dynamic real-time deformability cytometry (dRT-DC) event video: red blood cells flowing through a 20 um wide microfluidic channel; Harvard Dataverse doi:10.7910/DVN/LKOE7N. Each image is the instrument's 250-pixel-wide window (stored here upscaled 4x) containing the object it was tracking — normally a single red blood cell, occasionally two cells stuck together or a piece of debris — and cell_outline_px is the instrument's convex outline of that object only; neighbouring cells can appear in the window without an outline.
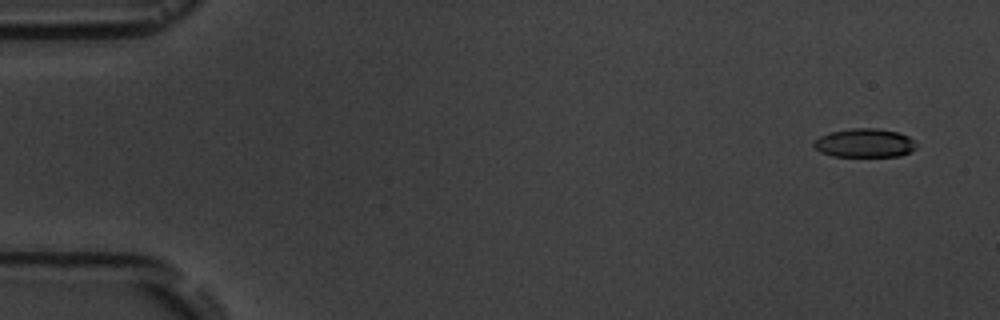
{"species": "common noctule bat (a hibernating species)", "species_latin": "Nyctalus noctula", "temperature_condition": "room temperature", "stored_images_in_passage": 5, "camera_frame_rate_fps": 3000, "um_per_image_px": 0.085, "animal": {"sex": "male", "body_mass_g": 19.5, "forearm_length_mm": 54.6}, "frame": {"image": 1, "passage_image": 1, "time_ms": 0.0, "image_size_px": [1000, 320], "cell_outline_px": [[916, 148], [900, 156], [832, 156], [820, 152], [812, 144], [820, 136], [828, 132], [852, 128], [876, 128], [896, 132], [908, 136], [916, 140]], "centroid_in_image_um": [73.49, 12.15], "position_along_channel_um": 11.5, "area_um2": 17.17}}
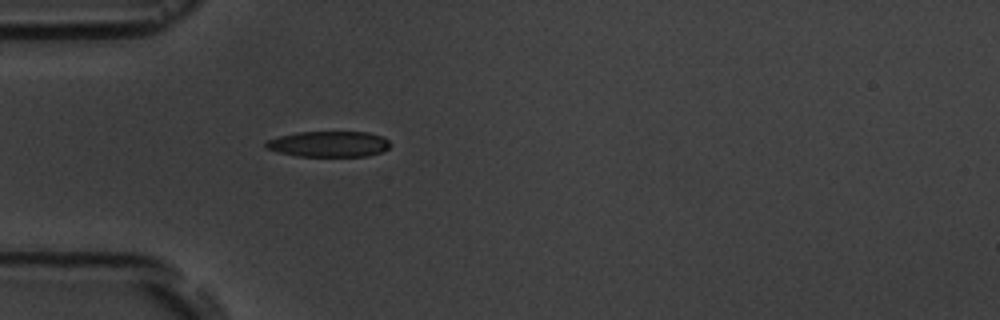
{"frame": {"image": 2, "passage_image": 5, "time_ms": 4.667, "image_size_px": [1000, 320], "cell_outline_px": [[392, 144], [388, 148], [380, 152], [368, 156], [296, 156], [276, 152], [264, 148], [264, 144], [268, 140], [280, 136], [296, 132], [368, 132], [384, 136]], "centroid_in_image_um": [27.94, 12.24], "position_along_channel_um": 57.1, "area_um2": 18.84}}